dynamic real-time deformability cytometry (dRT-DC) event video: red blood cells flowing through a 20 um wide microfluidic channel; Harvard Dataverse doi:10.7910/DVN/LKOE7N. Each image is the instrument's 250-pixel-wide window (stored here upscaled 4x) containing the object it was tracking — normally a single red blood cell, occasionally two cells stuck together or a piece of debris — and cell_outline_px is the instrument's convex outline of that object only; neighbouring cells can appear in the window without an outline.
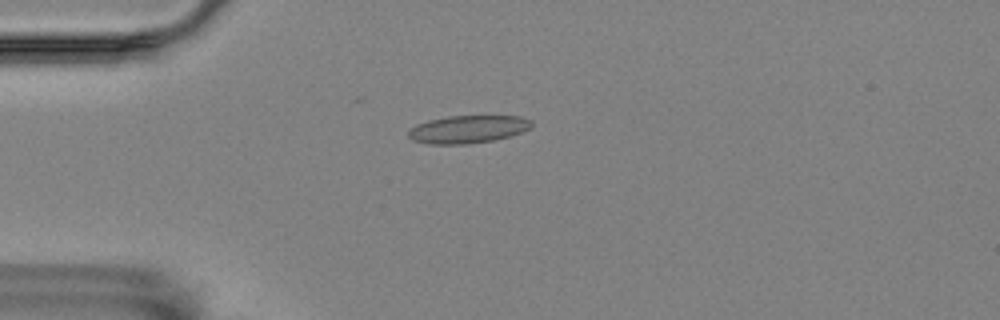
{"species": "Egyptian fruit bat (a non-hibernating species)", "species_latin": "Rousettus aegyptiacus", "temperature_condition": "room temperature", "stored_images_in_passage": 43, "camera_frame_rate_fps": 3000, "um_per_image_px": 0.085, "animal": {"sex": "female"}, "frame": {"image": 1, "passage_image": 1, "time_ms": 0.0, "image_size_px": [1000, 320], "cell_outline_px": [[532, 128], [508, 136], [492, 140], [468, 144], [428, 144], [412, 140], [408, 136], [408, 132], [416, 124], [428, 120], [448, 116], [520, 116], [532, 120]], "centroid_in_image_um": [39.76, 10.98], "position_along_channel_um": 45.2, "area_um2": 19.88}}
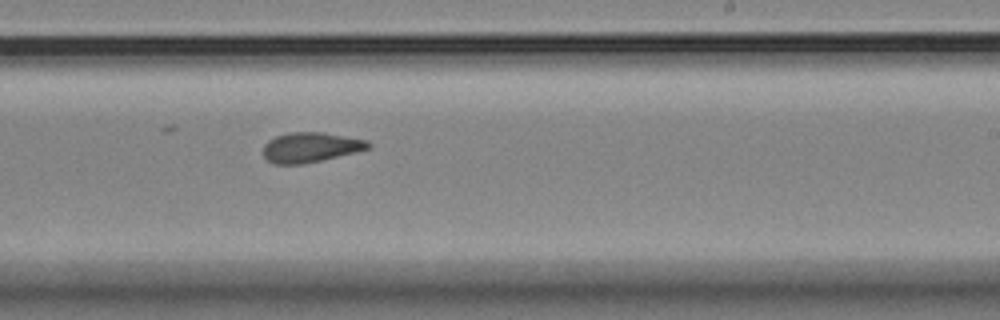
{"frame": {"image": 2, "passage_image": 21, "time_ms": 6.667, "image_size_px": [1000, 320], "cell_outline_px": [[372, 148], [356, 152], [304, 164], [272, 164], [264, 156], [264, 144], [268, 140], [276, 136], [288, 132], [320, 132], [368, 140], [372, 144]], "centroid_in_image_um": [26.41, 12.52], "position_along_channel_um": 262.6, "area_um2": 18.38}}
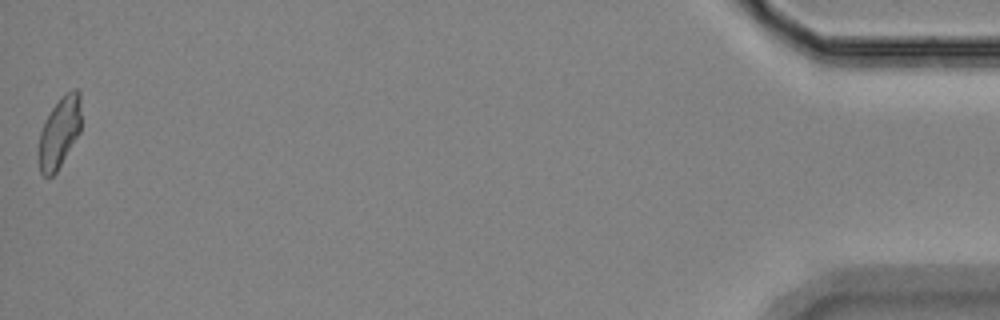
{"frame": {"image": 3, "passage_image": 43, "time_ms": 14.0, "image_size_px": [1000, 320], "cell_outline_px": [[80, 132], [56, 172], [52, 176], [44, 176], [40, 172], [36, 152], [40, 132], [52, 108], [60, 96], [72, 88], [76, 88], [80, 92]], "centroid_in_image_um": [5.02, 11.25], "position_along_channel_um": 430.2, "area_um2": 17.74}, "authors_computed_cell_mechanics": {"area_um2": 18.3226, "velocity_mm_per_s": 3.5244, "shape_relaxation_time_tau1_ms": 5.6277, "shape_relaxation_time_tau2_ms": 2.036, "deformation_change_tau1": 0.135, "deformation_change_tau2": 0.088}}